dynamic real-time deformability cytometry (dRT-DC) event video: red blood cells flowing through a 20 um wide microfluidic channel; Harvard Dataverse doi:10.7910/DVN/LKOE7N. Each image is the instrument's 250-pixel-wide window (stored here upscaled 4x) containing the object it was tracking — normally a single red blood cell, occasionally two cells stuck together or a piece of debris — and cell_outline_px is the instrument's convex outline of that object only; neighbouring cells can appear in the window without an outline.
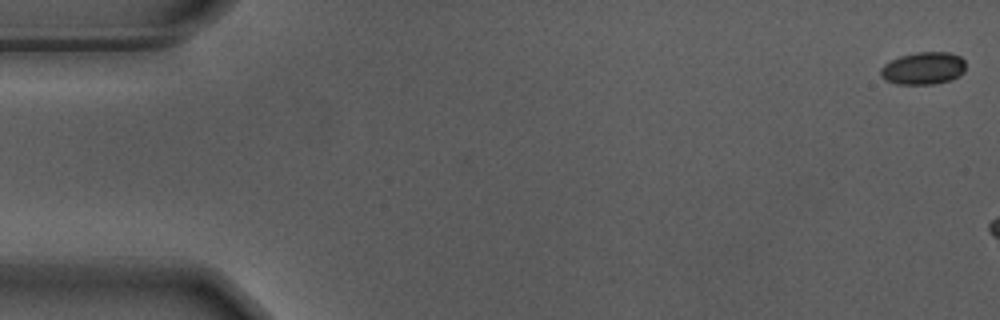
{"species": "Egyptian fruit bat (a non-hibernating species)", "species_latin": "Rousettus aegyptiacus", "temperature_condition": "warm", "stored_images_in_passage": 10, "camera_frame_rate_fps": 3000, "um_per_image_px": 0.085, "animal": {"sex": "male"}, "frame": {"image": 1, "passage_image": 1, "time_ms": 0.0, "image_size_px": [1000, 320], "cell_outline_px": [[964, 72], [960, 76], [952, 80], [932, 84], [896, 84], [884, 80], [880, 76], [880, 68], [884, 64], [900, 56], [916, 52], [948, 52], [960, 56], [964, 60]], "centroid_in_image_um": [78.47, 5.81], "position_along_channel_um": 6.5, "area_um2": 16.24}}